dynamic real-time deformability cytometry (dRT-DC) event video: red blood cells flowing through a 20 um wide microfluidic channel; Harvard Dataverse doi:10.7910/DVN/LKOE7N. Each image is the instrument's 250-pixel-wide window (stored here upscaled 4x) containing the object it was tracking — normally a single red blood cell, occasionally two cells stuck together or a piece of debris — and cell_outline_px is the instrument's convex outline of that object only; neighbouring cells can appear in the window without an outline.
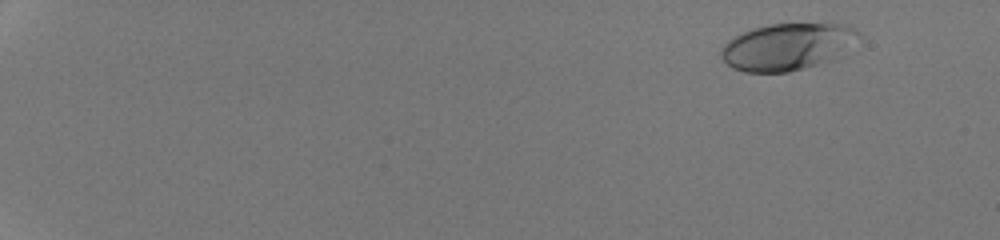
{"species": "human", "species_latin": "Homo sapiens", "temperature_condition": "room temperature", "stored_images_in_passage": 48, "camera_frame_rate_fps": 3000, "um_per_image_px": 0.085, "donor": {"sex": "male"}, "frame": {"image": 1, "passage_image": 1, "time_ms": 0.0, "image_size_px": [1000, 240], "cell_outline_px": [[860, 36], [832, 60], [788, 72], [744, 72], [732, 68], [720, 56], [720, 48], [728, 40], [744, 32], [756, 28], [772, 24], [848, 24], [860, 32]], "centroid_in_image_um": [66.89, 3.97], "position_along_channel_um": 18.1, "area_um2": 37.11}}
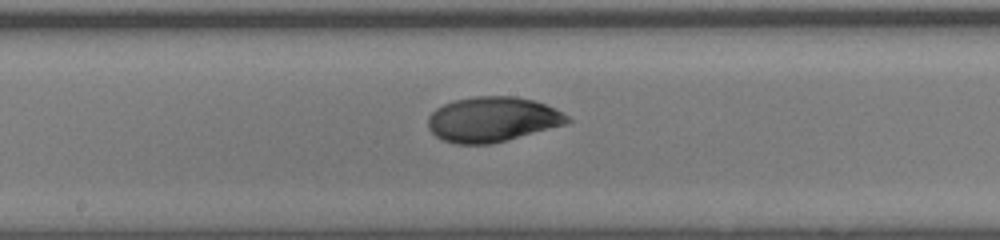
{"frame": {"image": 2, "passage_image": 28, "time_ms": 9.0, "image_size_px": [1000, 240], "cell_outline_px": [[572, 120], [568, 124], [492, 144], [456, 144], [440, 140], [428, 128], [428, 116], [436, 108], [452, 100], [472, 96], [516, 96], [532, 100], [556, 108], [568, 116]], "centroid_in_image_um": [41.85, 10.15], "position_along_channel_um": 206.3, "area_um2": 36.93}}
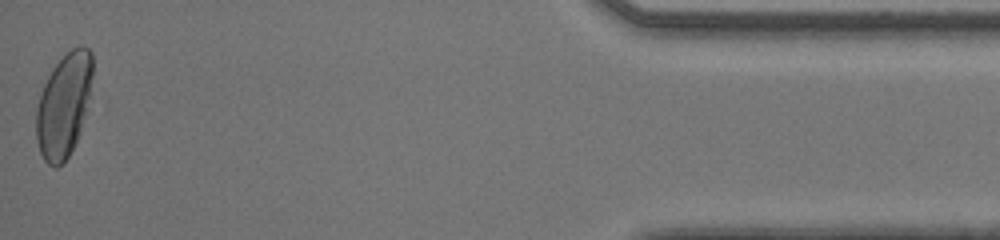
{"frame": {"image": 3, "passage_image": 48, "time_ms": 15.667, "image_size_px": [1000, 240], "cell_outline_px": [[92, 76], [88, 96], [80, 132], [68, 156], [56, 168], [48, 164], [44, 160], [40, 152], [36, 140], [36, 108], [44, 84], [52, 68], [72, 48], [80, 44], [88, 48], [92, 52]], "centroid_in_image_um": [5.4, 8.93], "position_along_channel_um": 429.8, "area_um2": 33.52}, "authors_computed_cell_mechanics": {"area_um2": 35.7493, "velocity_mm_per_s": 4.2826, "shape_relaxation_time_tau1_ms": 6.0432, "shape_relaxation_time_tau2_ms": 0.6981, "deformation_change_tau1": 0.2204, "deformation_change_tau2": 0.0384}}